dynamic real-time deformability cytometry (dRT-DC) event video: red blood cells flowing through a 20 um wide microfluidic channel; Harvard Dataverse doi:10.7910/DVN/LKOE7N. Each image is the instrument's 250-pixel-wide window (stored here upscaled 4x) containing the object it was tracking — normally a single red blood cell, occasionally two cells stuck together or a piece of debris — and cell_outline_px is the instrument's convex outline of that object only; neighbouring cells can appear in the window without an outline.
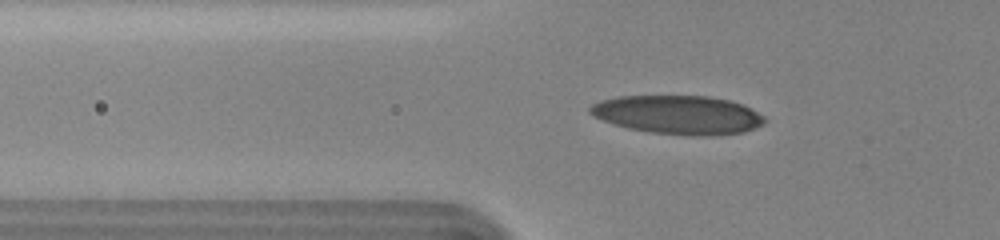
{"species": "human", "species_latin": "Homo sapiens", "temperature_condition": "cold", "stored_images_in_passage": 38, "camera_frame_rate_fps": 3000, "um_per_image_px": 0.085, "donor": {"sex": "female"}, "frame": {"image": 1, "passage_image": 2, "time_ms": 0.333, "image_size_px": [1000, 240], "cell_outline_px": [[768, 120], [764, 124], [744, 132], [704, 136], [692, 136], [652, 132], [628, 128], [612, 124], [592, 116], [588, 112], [588, 108], [592, 104], [600, 100], [616, 96], [708, 96], [728, 100], [744, 104], [764, 116]], "centroid_in_image_um": [57.63, 9.75], "position_along_channel_um": 68.2, "area_um2": 39.65}}
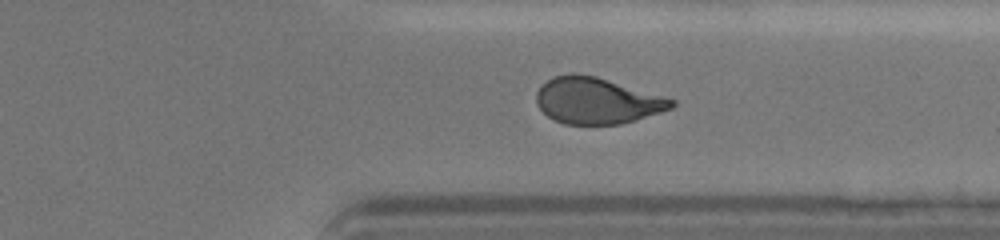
{"frame": {"image": 2, "passage_image": 27, "time_ms": 8.667, "image_size_px": [1000, 240], "cell_outline_px": [[676, 104], [672, 108], [636, 120], [620, 124], [564, 124], [548, 116], [536, 104], [536, 92], [540, 84], [552, 76], [572, 72], [576, 72], [596, 76], [664, 96], [676, 100]], "centroid_in_image_um": [50.71, 8.53], "position_along_channel_um": 360.7, "area_um2": 36.7}}
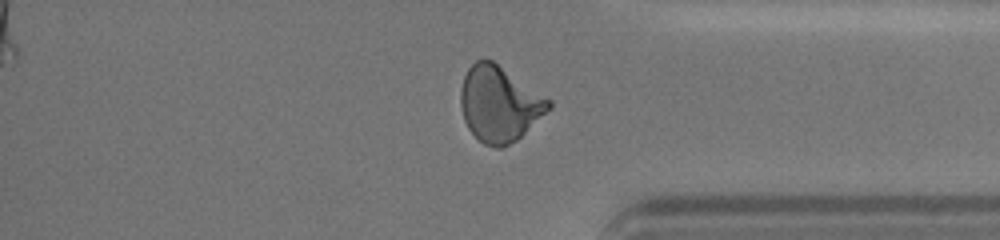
{"frame": {"image": 3, "passage_image": 30, "time_ms": 9.667, "image_size_px": [1000, 240], "cell_outline_px": [[552, 108], [516, 140], [500, 148], [496, 148], [484, 144], [468, 128], [464, 120], [460, 104], [460, 92], [464, 76], [468, 68], [476, 60], [492, 60], [552, 100]], "centroid_in_image_um": [42.45, 8.83], "position_along_channel_um": 392.7, "area_um2": 38.55}, "authors_computed_cell_mechanics": {"area_um2": 37.3388, "velocity_mm_per_s": 3.606, "shape_relaxation_time_tau1_ms": null, "shape_relaxation_time_tau2_ms": 1.4122, "deformation_change_tau1": null, "deformation_change_tau2": 0.0775}}